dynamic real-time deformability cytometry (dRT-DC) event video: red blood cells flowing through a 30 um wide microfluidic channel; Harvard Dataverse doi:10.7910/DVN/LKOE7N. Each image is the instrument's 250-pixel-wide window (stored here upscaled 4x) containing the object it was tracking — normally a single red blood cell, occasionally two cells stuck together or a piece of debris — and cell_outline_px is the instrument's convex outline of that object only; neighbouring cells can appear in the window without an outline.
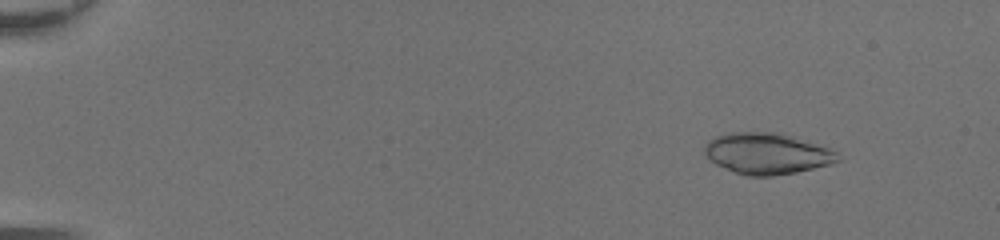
{"species": "common noctule bat (a hibernating species)", "species_latin": "Nyctalus noctula", "temperature_condition": "room temperature", "stored_images_in_passage": 48, "camera_frame_rate_fps": 3000, "um_per_image_px": 0.085, "animal": {"sex": "female", "body_mass_g": 20.0, "forearm_length_mm": 54.0}, "frame": {"image": 1, "passage_image": 6, "time_ms": 1.667, "image_size_px": [1000, 240], "cell_outline_px": [[840, 160], [828, 164], [796, 172], [772, 176], [744, 176], [716, 164], [704, 152], [704, 144], [708, 140], [716, 136], [728, 132], [780, 132], [796, 136], [828, 148], [836, 152]], "centroid_in_image_um": [65.17, 13.03], "position_along_channel_um": 19.8, "area_um2": 31.96}}
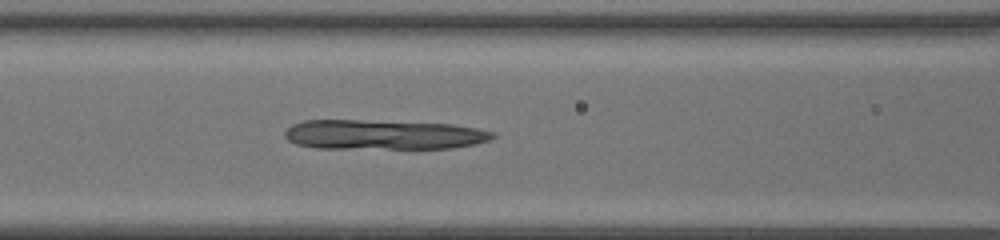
{"frame": {"image": 2, "passage_image": 23, "time_ms": 7.333, "image_size_px": [1000, 240], "cell_outline_px": [[496, 136], [488, 140], [472, 144], [452, 148], [316, 148], [296, 144], [288, 140], [284, 136], [284, 132], [292, 124], [304, 120], [360, 120], [452, 124], [476, 128], [496, 132]], "centroid_in_image_um": [32.56, 11.44], "position_along_channel_um": 134.0, "area_um2": 35.95}}
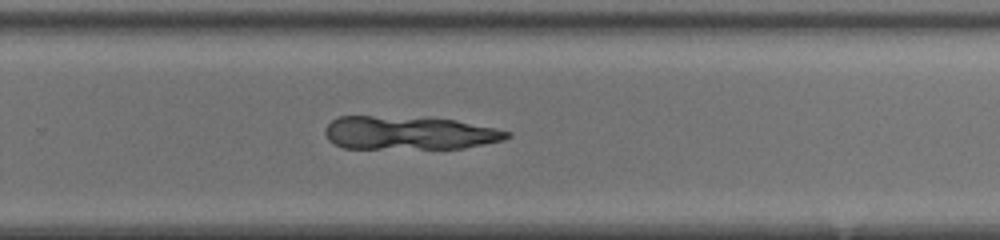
{"frame": {"image": 3, "passage_image": 34, "time_ms": 11.0, "image_size_px": [1000, 240], "cell_outline_px": [[512, 136], [504, 140], [464, 148], [344, 148], [328, 140], [324, 132], [324, 128], [332, 120], [340, 116], [428, 116], [456, 120], [496, 128], [512, 132]], "centroid_in_image_um": [34.81, 11.27], "position_along_channel_um": 295.0, "area_um2": 36.01}}